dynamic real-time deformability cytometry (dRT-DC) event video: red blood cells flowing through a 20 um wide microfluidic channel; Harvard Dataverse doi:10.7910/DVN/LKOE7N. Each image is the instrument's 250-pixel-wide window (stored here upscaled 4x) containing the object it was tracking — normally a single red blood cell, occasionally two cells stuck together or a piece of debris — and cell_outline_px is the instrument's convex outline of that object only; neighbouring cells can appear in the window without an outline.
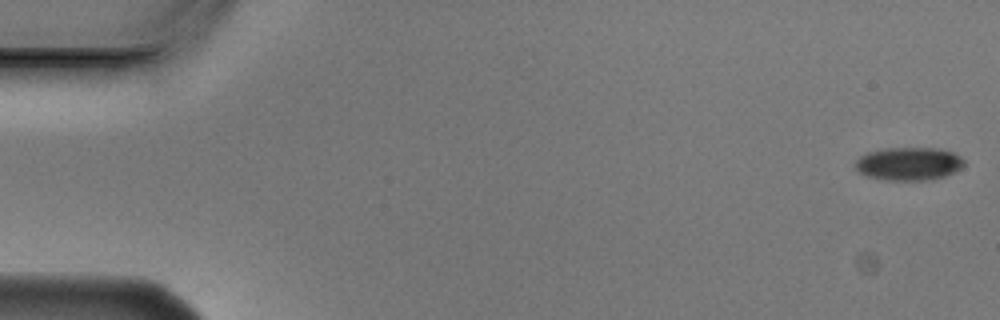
{"species": "Egyptian fruit bat (a non-hibernating species)", "species_latin": "Rousettus aegyptiacus", "temperature_condition": "cold", "stored_images_in_passage": 7, "camera_frame_rate_fps": 3000, "um_per_image_px": 0.085, "animal": {"sex": "male"}, "frame": {"image": 1, "passage_image": 1, "time_ms": 0.0, "image_size_px": [1000, 320], "cell_outline_px": [[964, 164], [960, 168], [944, 176], [928, 180], [888, 180], [868, 176], [860, 172], [856, 168], [856, 160], [860, 156], [868, 152], [884, 148], [940, 148], [956, 152], [964, 160]], "centroid_in_image_um": [77.27, 13.9], "position_along_channel_um": 7.7, "area_um2": 20.92}}
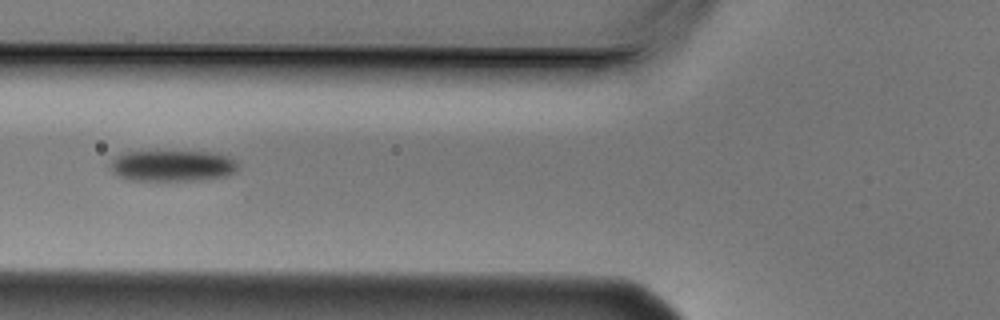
{"frame": {"image": 2, "passage_image": 6, "time_ms": 1.667, "image_size_px": [1000, 320], "cell_outline_px": [[240, 164], [236, 172], [224, 176], [204, 180], [128, 180], [116, 176], [108, 168], [108, 164], [116, 156], [124, 152], [208, 152], [228, 156], [236, 160]], "centroid_in_image_um": [14.63, 14.1], "position_along_channel_um": 111.2, "area_um2": 23.41}}
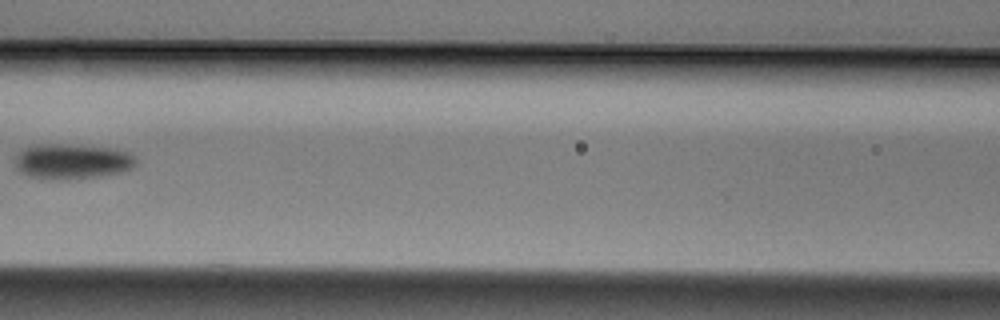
{"frame": {"image": 3, "passage_image": 7, "time_ms": 2.0, "image_size_px": [1000, 320], "cell_outline_px": [[136, 164], [132, 168], [124, 172], [100, 176], [56, 180], [28, 176], [20, 172], [16, 168], [12, 156], [20, 148], [32, 144], [64, 144], [116, 148], [128, 152], [136, 160]], "centroid_in_image_um": [6.05, 13.7], "position_along_channel_um": 160.6, "area_um2": 25.43}}